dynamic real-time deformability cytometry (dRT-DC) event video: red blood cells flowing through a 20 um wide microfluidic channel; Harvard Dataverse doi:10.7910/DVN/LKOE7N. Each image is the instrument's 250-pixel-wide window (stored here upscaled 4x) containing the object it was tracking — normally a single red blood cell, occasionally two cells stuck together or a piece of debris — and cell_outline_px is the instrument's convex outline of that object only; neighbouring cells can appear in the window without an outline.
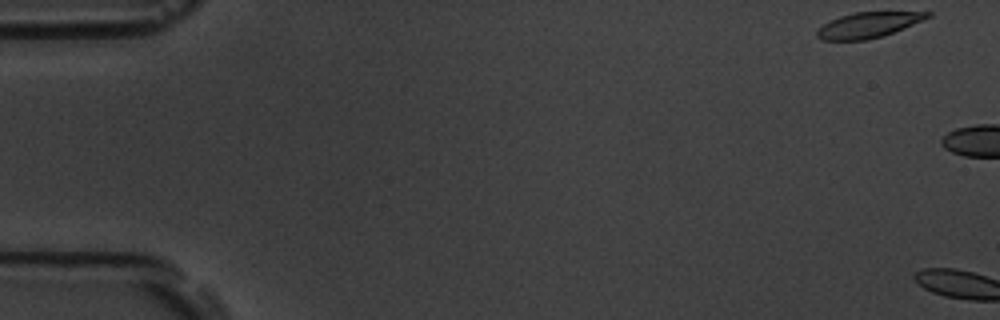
{"species": "common noctule bat (a hibernating species)", "species_latin": "Nyctalus noctula", "temperature_condition": "room temperature", "stored_images_in_passage": 4, "camera_frame_rate_fps": 3000, "um_per_image_px": 0.085, "animal": {"sex": "male", "body_mass_g": 19.5, "forearm_length_mm": 54.6}, "frame": {"image": 1, "passage_image": 1, "time_ms": 0.0, "image_size_px": [1000, 320], "cell_outline_px": [[932, 16], [904, 28], [884, 36], [868, 40], [824, 40], [816, 36], [816, 32], [824, 24], [840, 16], [856, 12], [932, 12]], "centroid_in_image_um": [73.83, 2.13], "position_along_channel_um": 11.2, "area_um2": 16.24}}